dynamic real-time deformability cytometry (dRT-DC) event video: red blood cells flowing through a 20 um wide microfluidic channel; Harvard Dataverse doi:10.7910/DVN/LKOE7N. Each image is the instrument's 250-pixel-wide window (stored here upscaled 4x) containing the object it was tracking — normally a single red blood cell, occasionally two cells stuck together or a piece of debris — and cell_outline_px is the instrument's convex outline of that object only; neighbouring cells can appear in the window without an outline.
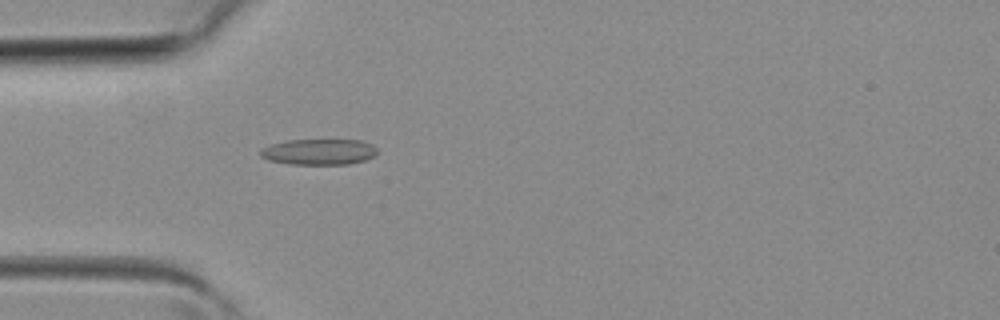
{"species": "common noctule bat (a hibernating species)", "species_latin": "Nyctalus noctula", "temperature_condition": "room temperature", "stored_images_in_passage": 4, "camera_frame_rate_fps": 3000, "um_per_image_px": 0.085, "animal": {"sex": "female", "body_mass_g": 19.3, "forearm_length_mm": 54.1}, "frame": {"image": 1, "passage_image": 4, "time_ms": 1.0, "image_size_px": [1000, 320], "cell_outline_px": [[376, 152], [372, 156], [364, 160], [348, 164], [288, 164], [268, 160], [260, 156], [260, 152], [264, 148], [272, 144], [288, 140], [364, 140], [372, 144], [376, 148]], "centroid_in_image_um": [27.11, 12.9], "position_along_channel_um": 57.9, "area_um2": 17.46}}